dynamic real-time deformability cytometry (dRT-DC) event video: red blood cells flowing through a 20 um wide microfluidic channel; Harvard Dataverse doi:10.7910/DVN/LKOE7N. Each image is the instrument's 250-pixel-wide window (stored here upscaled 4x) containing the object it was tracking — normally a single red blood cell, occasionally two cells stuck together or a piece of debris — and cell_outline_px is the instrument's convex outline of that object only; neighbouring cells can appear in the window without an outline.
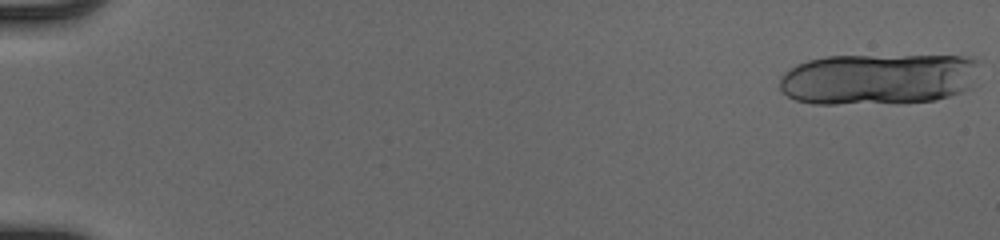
{"species": "human", "species_latin": "Homo sapiens", "temperature_condition": "cold", "stored_images_in_passage": 20, "camera_frame_rate_fps": 3000, "um_per_image_px": 0.085, "donor": {"sex": "male"}, "frame": {"image": 1, "passage_image": 1, "time_ms": 0.0, "image_size_px": [1000, 240], "cell_outline_px": [[980, 60], [972, 88], [964, 92], [936, 100], [900, 104], [812, 104], [796, 100], [788, 96], [780, 88], [780, 80], [784, 72], [796, 64], [808, 60], [824, 56], [972, 56]], "centroid_in_image_um": [74.71, 6.73], "position_along_channel_um": 10.3, "area_um2": 60.92}}